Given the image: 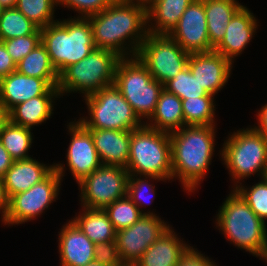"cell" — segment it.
<instances>
[{
    "instance_id": "83f0119b",
    "label": "cell",
    "mask_w": 267,
    "mask_h": 266,
    "mask_svg": "<svg viewBox=\"0 0 267 266\" xmlns=\"http://www.w3.org/2000/svg\"><path fill=\"white\" fill-rule=\"evenodd\" d=\"M19 73L46 80L52 87L58 86L59 74L52 66L46 47L40 43L17 63Z\"/></svg>"
},
{
    "instance_id": "f1b7e54d",
    "label": "cell",
    "mask_w": 267,
    "mask_h": 266,
    "mask_svg": "<svg viewBox=\"0 0 267 266\" xmlns=\"http://www.w3.org/2000/svg\"><path fill=\"white\" fill-rule=\"evenodd\" d=\"M31 129L15 125L9 120L0 132V142L14 160L30 158L29 149L33 143Z\"/></svg>"
},
{
    "instance_id": "2e32d148",
    "label": "cell",
    "mask_w": 267,
    "mask_h": 266,
    "mask_svg": "<svg viewBox=\"0 0 267 266\" xmlns=\"http://www.w3.org/2000/svg\"><path fill=\"white\" fill-rule=\"evenodd\" d=\"M187 66L201 87L215 96L228 82L233 63L212 50L191 53Z\"/></svg>"
},
{
    "instance_id": "f6af8a7d",
    "label": "cell",
    "mask_w": 267,
    "mask_h": 266,
    "mask_svg": "<svg viewBox=\"0 0 267 266\" xmlns=\"http://www.w3.org/2000/svg\"><path fill=\"white\" fill-rule=\"evenodd\" d=\"M8 121V112L4 109V107L0 104V132L2 130L3 125Z\"/></svg>"
},
{
    "instance_id": "9c48e42d",
    "label": "cell",
    "mask_w": 267,
    "mask_h": 266,
    "mask_svg": "<svg viewBox=\"0 0 267 266\" xmlns=\"http://www.w3.org/2000/svg\"><path fill=\"white\" fill-rule=\"evenodd\" d=\"M84 100L90 117L83 116L78 121L86 129L133 131L144 125V121L139 119L114 84L85 97Z\"/></svg>"
},
{
    "instance_id": "f907efd6",
    "label": "cell",
    "mask_w": 267,
    "mask_h": 266,
    "mask_svg": "<svg viewBox=\"0 0 267 266\" xmlns=\"http://www.w3.org/2000/svg\"><path fill=\"white\" fill-rule=\"evenodd\" d=\"M5 8L1 5V3H0V15L3 13V10H4Z\"/></svg>"
},
{
    "instance_id": "4fadbf2b",
    "label": "cell",
    "mask_w": 267,
    "mask_h": 266,
    "mask_svg": "<svg viewBox=\"0 0 267 266\" xmlns=\"http://www.w3.org/2000/svg\"><path fill=\"white\" fill-rule=\"evenodd\" d=\"M170 227L159 215H142L129 228L117 231V249L123 265L134 266L147 248Z\"/></svg>"
},
{
    "instance_id": "52a82bcc",
    "label": "cell",
    "mask_w": 267,
    "mask_h": 266,
    "mask_svg": "<svg viewBox=\"0 0 267 266\" xmlns=\"http://www.w3.org/2000/svg\"><path fill=\"white\" fill-rule=\"evenodd\" d=\"M224 141L221 159L231 175L234 186L256 174L264 178L267 168V138L252 126L237 130ZM259 173V174H258Z\"/></svg>"
},
{
    "instance_id": "484cf974",
    "label": "cell",
    "mask_w": 267,
    "mask_h": 266,
    "mask_svg": "<svg viewBox=\"0 0 267 266\" xmlns=\"http://www.w3.org/2000/svg\"><path fill=\"white\" fill-rule=\"evenodd\" d=\"M242 6L237 0H204L209 42L213 48L222 41L227 25Z\"/></svg>"
},
{
    "instance_id": "60d3db41",
    "label": "cell",
    "mask_w": 267,
    "mask_h": 266,
    "mask_svg": "<svg viewBox=\"0 0 267 266\" xmlns=\"http://www.w3.org/2000/svg\"><path fill=\"white\" fill-rule=\"evenodd\" d=\"M16 69L17 64L7 52L4 43L0 41V80L16 71Z\"/></svg>"
},
{
    "instance_id": "bcb514c9",
    "label": "cell",
    "mask_w": 267,
    "mask_h": 266,
    "mask_svg": "<svg viewBox=\"0 0 267 266\" xmlns=\"http://www.w3.org/2000/svg\"><path fill=\"white\" fill-rule=\"evenodd\" d=\"M0 3L4 8H11L16 6L17 0H0Z\"/></svg>"
},
{
    "instance_id": "5bb4252c",
    "label": "cell",
    "mask_w": 267,
    "mask_h": 266,
    "mask_svg": "<svg viewBox=\"0 0 267 266\" xmlns=\"http://www.w3.org/2000/svg\"><path fill=\"white\" fill-rule=\"evenodd\" d=\"M188 53L210 52L204 0H193L168 34Z\"/></svg>"
},
{
    "instance_id": "c3c4849f",
    "label": "cell",
    "mask_w": 267,
    "mask_h": 266,
    "mask_svg": "<svg viewBox=\"0 0 267 266\" xmlns=\"http://www.w3.org/2000/svg\"><path fill=\"white\" fill-rule=\"evenodd\" d=\"M158 0H142V8L146 11L152 7Z\"/></svg>"
},
{
    "instance_id": "816d5d0a",
    "label": "cell",
    "mask_w": 267,
    "mask_h": 266,
    "mask_svg": "<svg viewBox=\"0 0 267 266\" xmlns=\"http://www.w3.org/2000/svg\"><path fill=\"white\" fill-rule=\"evenodd\" d=\"M264 178H265L266 181H267V168H266V172H265V176H264Z\"/></svg>"
},
{
    "instance_id": "ee69618b",
    "label": "cell",
    "mask_w": 267,
    "mask_h": 266,
    "mask_svg": "<svg viewBox=\"0 0 267 266\" xmlns=\"http://www.w3.org/2000/svg\"><path fill=\"white\" fill-rule=\"evenodd\" d=\"M8 208H9V198L6 194L3 180L0 178V213L2 214L1 221H3L6 218Z\"/></svg>"
},
{
    "instance_id": "8992f818",
    "label": "cell",
    "mask_w": 267,
    "mask_h": 266,
    "mask_svg": "<svg viewBox=\"0 0 267 266\" xmlns=\"http://www.w3.org/2000/svg\"><path fill=\"white\" fill-rule=\"evenodd\" d=\"M129 175L155 176L172 180L170 133L145 125L131 131Z\"/></svg>"
},
{
    "instance_id": "7c38bea8",
    "label": "cell",
    "mask_w": 267,
    "mask_h": 266,
    "mask_svg": "<svg viewBox=\"0 0 267 266\" xmlns=\"http://www.w3.org/2000/svg\"><path fill=\"white\" fill-rule=\"evenodd\" d=\"M129 173L121 166L101 165L79 183L81 207L104 209L127 196Z\"/></svg>"
},
{
    "instance_id": "8fae6325",
    "label": "cell",
    "mask_w": 267,
    "mask_h": 266,
    "mask_svg": "<svg viewBox=\"0 0 267 266\" xmlns=\"http://www.w3.org/2000/svg\"><path fill=\"white\" fill-rule=\"evenodd\" d=\"M189 56L168 34L148 33L137 53L152 78L162 85L187 67Z\"/></svg>"
},
{
    "instance_id": "4dcf8cb0",
    "label": "cell",
    "mask_w": 267,
    "mask_h": 266,
    "mask_svg": "<svg viewBox=\"0 0 267 266\" xmlns=\"http://www.w3.org/2000/svg\"><path fill=\"white\" fill-rule=\"evenodd\" d=\"M38 29L16 7L5 8L0 15V41L31 35Z\"/></svg>"
},
{
    "instance_id": "9a60e30c",
    "label": "cell",
    "mask_w": 267,
    "mask_h": 266,
    "mask_svg": "<svg viewBox=\"0 0 267 266\" xmlns=\"http://www.w3.org/2000/svg\"><path fill=\"white\" fill-rule=\"evenodd\" d=\"M72 136L67 150V166L79 183L84 177L99 168L102 163L94 146L91 133L79 122L73 121L67 125Z\"/></svg>"
},
{
    "instance_id": "d6a6232c",
    "label": "cell",
    "mask_w": 267,
    "mask_h": 266,
    "mask_svg": "<svg viewBox=\"0 0 267 266\" xmlns=\"http://www.w3.org/2000/svg\"><path fill=\"white\" fill-rule=\"evenodd\" d=\"M115 231L129 228L143 215L128 196L118 199L104 208Z\"/></svg>"
},
{
    "instance_id": "ab89813d",
    "label": "cell",
    "mask_w": 267,
    "mask_h": 266,
    "mask_svg": "<svg viewBox=\"0 0 267 266\" xmlns=\"http://www.w3.org/2000/svg\"><path fill=\"white\" fill-rule=\"evenodd\" d=\"M203 255L193 246H189L181 255L177 266H218L215 261H211L209 257Z\"/></svg>"
},
{
    "instance_id": "f35d334b",
    "label": "cell",
    "mask_w": 267,
    "mask_h": 266,
    "mask_svg": "<svg viewBox=\"0 0 267 266\" xmlns=\"http://www.w3.org/2000/svg\"><path fill=\"white\" fill-rule=\"evenodd\" d=\"M94 250L95 261L107 266H124L120 260L116 240L95 244Z\"/></svg>"
},
{
    "instance_id": "836d02e7",
    "label": "cell",
    "mask_w": 267,
    "mask_h": 266,
    "mask_svg": "<svg viewBox=\"0 0 267 266\" xmlns=\"http://www.w3.org/2000/svg\"><path fill=\"white\" fill-rule=\"evenodd\" d=\"M163 88L175 94L181 100L188 98H196L206 96L209 93L201 87L195 76L189 70L187 66L181 72H179L174 78L169 80L163 85Z\"/></svg>"
},
{
    "instance_id": "8d00e7d4",
    "label": "cell",
    "mask_w": 267,
    "mask_h": 266,
    "mask_svg": "<svg viewBox=\"0 0 267 266\" xmlns=\"http://www.w3.org/2000/svg\"><path fill=\"white\" fill-rule=\"evenodd\" d=\"M7 52L17 64L41 43L40 28L33 34L2 41Z\"/></svg>"
},
{
    "instance_id": "4316f807",
    "label": "cell",
    "mask_w": 267,
    "mask_h": 266,
    "mask_svg": "<svg viewBox=\"0 0 267 266\" xmlns=\"http://www.w3.org/2000/svg\"><path fill=\"white\" fill-rule=\"evenodd\" d=\"M82 211L71 220L94 244L116 240V231L104 209L82 207Z\"/></svg>"
},
{
    "instance_id": "7402d4cb",
    "label": "cell",
    "mask_w": 267,
    "mask_h": 266,
    "mask_svg": "<svg viewBox=\"0 0 267 266\" xmlns=\"http://www.w3.org/2000/svg\"><path fill=\"white\" fill-rule=\"evenodd\" d=\"M189 246L170 227L147 248L134 266H177Z\"/></svg>"
},
{
    "instance_id": "cb8c5ba5",
    "label": "cell",
    "mask_w": 267,
    "mask_h": 266,
    "mask_svg": "<svg viewBox=\"0 0 267 266\" xmlns=\"http://www.w3.org/2000/svg\"><path fill=\"white\" fill-rule=\"evenodd\" d=\"M60 95H41L13 107L8 112V120L19 126L32 129L51 118L54 102ZM54 100V101H53Z\"/></svg>"
},
{
    "instance_id": "3957f363",
    "label": "cell",
    "mask_w": 267,
    "mask_h": 266,
    "mask_svg": "<svg viewBox=\"0 0 267 266\" xmlns=\"http://www.w3.org/2000/svg\"><path fill=\"white\" fill-rule=\"evenodd\" d=\"M215 222L230 244L267 262V223L234 189L220 206Z\"/></svg>"
},
{
    "instance_id": "74e56055",
    "label": "cell",
    "mask_w": 267,
    "mask_h": 266,
    "mask_svg": "<svg viewBox=\"0 0 267 266\" xmlns=\"http://www.w3.org/2000/svg\"><path fill=\"white\" fill-rule=\"evenodd\" d=\"M113 2L114 0H57V6L63 5L77 11L79 14L77 17L86 18L101 12Z\"/></svg>"
},
{
    "instance_id": "7a4b0ae2",
    "label": "cell",
    "mask_w": 267,
    "mask_h": 266,
    "mask_svg": "<svg viewBox=\"0 0 267 266\" xmlns=\"http://www.w3.org/2000/svg\"><path fill=\"white\" fill-rule=\"evenodd\" d=\"M215 130V125H196L170 133L172 181L178 177L187 193L198 188L210 169L215 152Z\"/></svg>"
},
{
    "instance_id": "1f68e13d",
    "label": "cell",
    "mask_w": 267,
    "mask_h": 266,
    "mask_svg": "<svg viewBox=\"0 0 267 266\" xmlns=\"http://www.w3.org/2000/svg\"><path fill=\"white\" fill-rule=\"evenodd\" d=\"M57 0H17L16 8L40 29L55 23Z\"/></svg>"
},
{
    "instance_id": "d6986e66",
    "label": "cell",
    "mask_w": 267,
    "mask_h": 266,
    "mask_svg": "<svg viewBox=\"0 0 267 266\" xmlns=\"http://www.w3.org/2000/svg\"><path fill=\"white\" fill-rule=\"evenodd\" d=\"M58 233L60 266H85L94 260L95 244L72 220Z\"/></svg>"
},
{
    "instance_id": "ac0fdd59",
    "label": "cell",
    "mask_w": 267,
    "mask_h": 266,
    "mask_svg": "<svg viewBox=\"0 0 267 266\" xmlns=\"http://www.w3.org/2000/svg\"><path fill=\"white\" fill-rule=\"evenodd\" d=\"M257 23L254 14L243 5L232 17L227 25L225 36L213 50L234 63V58L247 48L255 35L258 29Z\"/></svg>"
},
{
    "instance_id": "681fc988",
    "label": "cell",
    "mask_w": 267,
    "mask_h": 266,
    "mask_svg": "<svg viewBox=\"0 0 267 266\" xmlns=\"http://www.w3.org/2000/svg\"><path fill=\"white\" fill-rule=\"evenodd\" d=\"M85 266H107V265L102 264V263H99V262L93 260V261L89 262V263H88L87 265H85Z\"/></svg>"
},
{
    "instance_id": "7bdbcfd3",
    "label": "cell",
    "mask_w": 267,
    "mask_h": 266,
    "mask_svg": "<svg viewBox=\"0 0 267 266\" xmlns=\"http://www.w3.org/2000/svg\"><path fill=\"white\" fill-rule=\"evenodd\" d=\"M257 118L258 126L253 128L267 138V104L258 111Z\"/></svg>"
},
{
    "instance_id": "b9f144b4",
    "label": "cell",
    "mask_w": 267,
    "mask_h": 266,
    "mask_svg": "<svg viewBox=\"0 0 267 266\" xmlns=\"http://www.w3.org/2000/svg\"><path fill=\"white\" fill-rule=\"evenodd\" d=\"M15 160L4 148L3 144L0 142V178L2 179L6 172L11 168Z\"/></svg>"
},
{
    "instance_id": "6da1fadb",
    "label": "cell",
    "mask_w": 267,
    "mask_h": 266,
    "mask_svg": "<svg viewBox=\"0 0 267 266\" xmlns=\"http://www.w3.org/2000/svg\"><path fill=\"white\" fill-rule=\"evenodd\" d=\"M86 18L90 21L96 48L111 50L122 58L137 56L148 34L147 11L136 4L113 2Z\"/></svg>"
},
{
    "instance_id": "603a6c76",
    "label": "cell",
    "mask_w": 267,
    "mask_h": 266,
    "mask_svg": "<svg viewBox=\"0 0 267 266\" xmlns=\"http://www.w3.org/2000/svg\"><path fill=\"white\" fill-rule=\"evenodd\" d=\"M148 120L144 125L154 130L167 133L180 130L185 126L181 99L163 89L155 110Z\"/></svg>"
},
{
    "instance_id": "e575fe53",
    "label": "cell",
    "mask_w": 267,
    "mask_h": 266,
    "mask_svg": "<svg viewBox=\"0 0 267 266\" xmlns=\"http://www.w3.org/2000/svg\"><path fill=\"white\" fill-rule=\"evenodd\" d=\"M233 189L248 204L251 210L264 222L267 220V181L261 178L260 181L251 187L241 185ZM246 187V188H245Z\"/></svg>"
},
{
    "instance_id": "d590c367",
    "label": "cell",
    "mask_w": 267,
    "mask_h": 266,
    "mask_svg": "<svg viewBox=\"0 0 267 266\" xmlns=\"http://www.w3.org/2000/svg\"><path fill=\"white\" fill-rule=\"evenodd\" d=\"M148 178L153 179V181L154 180L165 181V180L160 179V178L155 177V176L129 175L127 196L139 208L140 212L143 215H157L154 212H150V210L145 212L144 209H141V206L143 207V206H146L147 204H149V203L151 204L153 202V200L150 202L147 200L148 203H146V201H145L146 197L144 196V193H145V195L146 194L147 195L151 194L153 196L155 195V187L152 184H150V182H149L150 180Z\"/></svg>"
},
{
    "instance_id": "5b68a950",
    "label": "cell",
    "mask_w": 267,
    "mask_h": 266,
    "mask_svg": "<svg viewBox=\"0 0 267 266\" xmlns=\"http://www.w3.org/2000/svg\"><path fill=\"white\" fill-rule=\"evenodd\" d=\"M122 59L106 49H94L81 61L68 66L60 75L57 89L60 97L65 93H82L90 96L102 88L113 85L116 68Z\"/></svg>"
},
{
    "instance_id": "277c9868",
    "label": "cell",
    "mask_w": 267,
    "mask_h": 266,
    "mask_svg": "<svg viewBox=\"0 0 267 266\" xmlns=\"http://www.w3.org/2000/svg\"><path fill=\"white\" fill-rule=\"evenodd\" d=\"M70 18L40 29L41 43L59 75L96 49L90 21L82 17Z\"/></svg>"
},
{
    "instance_id": "7dc6e473",
    "label": "cell",
    "mask_w": 267,
    "mask_h": 266,
    "mask_svg": "<svg viewBox=\"0 0 267 266\" xmlns=\"http://www.w3.org/2000/svg\"><path fill=\"white\" fill-rule=\"evenodd\" d=\"M117 3H127V4H136L139 7H142V0H114Z\"/></svg>"
},
{
    "instance_id": "f546056e",
    "label": "cell",
    "mask_w": 267,
    "mask_h": 266,
    "mask_svg": "<svg viewBox=\"0 0 267 266\" xmlns=\"http://www.w3.org/2000/svg\"><path fill=\"white\" fill-rule=\"evenodd\" d=\"M182 110L185 126L215 125L214 95L183 99Z\"/></svg>"
},
{
    "instance_id": "e0dca14e",
    "label": "cell",
    "mask_w": 267,
    "mask_h": 266,
    "mask_svg": "<svg viewBox=\"0 0 267 266\" xmlns=\"http://www.w3.org/2000/svg\"><path fill=\"white\" fill-rule=\"evenodd\" d=\"M41 95H60L46 80L26 76L18 71L0 80V104L9 112L16 105Z\"/></svg>"
},
{
    "instance_id": "ba28073f",
    "label": "cell",
    "mask_w": 267,
    "mask_h": 266,
    "mask_svg": "<svg viewBox=\"0 0 267 266\" xmlns=\"http://www.w3.org/2000/svg\"><path fill=\"white\" fill-rule=\"evenodd\" d=\"M114 86L132 106L142 121L151 117L163 85L152 78L147 67L137 56L122 58L116 68Z\"/></svg>"
},
{
    "instance_id": "d4e9b609",
    "label": "cell",
    "mask_w": 267,
    "mask_h": 266,
    "mask_svg": "<svg viewBox=\"0 0 267 266\" xmlns=\"http://www.w3.org/2000/svg\"><path fill=\"white\" fill-rule=\"evenodd\" d=\"M193 0H158L147 10V31L150 34H169ZM153 23H152V22ZM151 24V25H150Z\"/></svg>"
},
{
    "instance_id": "44dd1931",
    "label": "cell",
    "mask_w": 267,
    "mask_h": 266,
    "mask_svg": "<svg viewBox=\"0 0 267 266\" xmlns=\"http://www.w3.org/2000/svg\"><path fill=\"white\" fill-rule=\"evenodd\" d=\"M54 170V164L46 165L32 157L15 160L2 178L8 198L27 191L44 180Z\"/></svg>"
},
{
    "instance_id": "30bf717a",
    "label": "cell",
    "mask_w": 267,
    "mask_h": 266,
    "mask_svg": "<svg viewBox=\"0 0 267 266\" xmlns=\"http://www.w3.org/2000/svg\"><path fill=\"white\" fill-rule=\"evenodd\" d=\"M64 165L55 163L54 170L44 180L25 192L11 196L7 215L2 223L8 226L25 224L49 209L50 204L55 202L60 194V185L66 168Z\"/></svg>"
},
{
    "instance_id": "ffe728a7",
    "label": "cell",
    "mask_w": 267,
    "mask_h": 266,
    "mask_svg": "<svg viewBox=\"0 0 267 266\" xmlns=\"http://www.w3.org/2000/svg\"><path fill=\"white\" fill-rule=\"evenodd\" d=\"M102 165L127 168L130 154V130L87 129Z\"/></svg>"
}]
</instances>
